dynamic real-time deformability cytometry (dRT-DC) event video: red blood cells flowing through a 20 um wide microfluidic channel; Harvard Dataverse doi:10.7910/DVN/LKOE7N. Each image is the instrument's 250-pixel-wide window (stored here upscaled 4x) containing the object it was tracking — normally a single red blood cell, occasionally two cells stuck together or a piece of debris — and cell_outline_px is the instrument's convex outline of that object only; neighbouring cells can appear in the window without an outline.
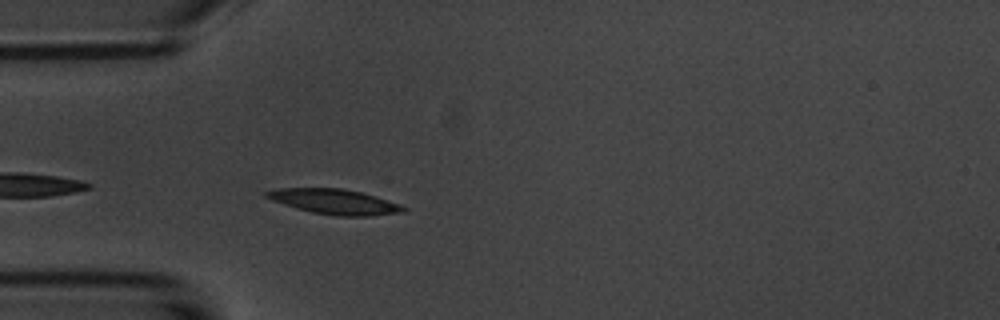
{"species": "common noctule bat (a hibernating species)", "species_latin": "Nyctalus noctula", "temperature_condition": "room temperature", "stored_images_in_passage": 5, "camera_frame_rate_fps": 3000, "um_per_image_px": 0.085, "animal": {"sex": "male", "body_mass_g": 20.1, "forearm_length_mm": 53.5}, "frame": {"image": 1, "passage_image": 5, "time_ms": 4.667, "image_size_px": [1000, 320], "cell_outline_px": [[408, 208], [404, 212], [368, 216], [336, 216], [312, 212], [296, 208], [272, 200], [264, 196], [264, 192], [280, 188], [340, 188], [360, 192], [376, 196], [400, 204]], "centroid_in_image_um": [28.45, 17.14], "position_along_channel_um": 56.5, "area_um2": 19.94}}